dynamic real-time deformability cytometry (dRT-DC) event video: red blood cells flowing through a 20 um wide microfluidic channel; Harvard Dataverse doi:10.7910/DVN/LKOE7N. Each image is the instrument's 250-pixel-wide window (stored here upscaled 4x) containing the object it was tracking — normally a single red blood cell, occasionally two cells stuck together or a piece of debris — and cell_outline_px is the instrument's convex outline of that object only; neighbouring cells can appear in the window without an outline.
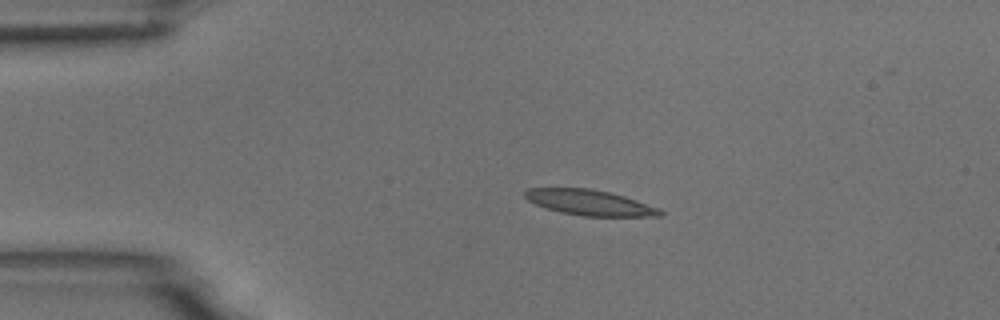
{"species": "common noctule bat (a hibernating species)", "species_latin": "Nyctalus noctula", "temperature_condition": "room temperature", "stored_images_in_passage": 4, "camera_frame_rate_fps": 3000, "um_per_image_px": 0.085, "animal": {"sex": "male", "body_mass_g": 18.8}, "frame": {"image": 1, "passage_image": 3, "time_ms": 0.667, "image_size_px": [1000, 320], "cell_outline_px": [[664, 212], [660, 216], [584, 216], [560, 212], [536, 204], [528, 200], [524, 196], [524, 192], [528, 188], [588, 188], [608, 192], [624, 196], [660, 208]], "centroid_in_image_um": [50.13, 17.22], "position_along_channel_um": 34.9, "area_um2": 19.88}}